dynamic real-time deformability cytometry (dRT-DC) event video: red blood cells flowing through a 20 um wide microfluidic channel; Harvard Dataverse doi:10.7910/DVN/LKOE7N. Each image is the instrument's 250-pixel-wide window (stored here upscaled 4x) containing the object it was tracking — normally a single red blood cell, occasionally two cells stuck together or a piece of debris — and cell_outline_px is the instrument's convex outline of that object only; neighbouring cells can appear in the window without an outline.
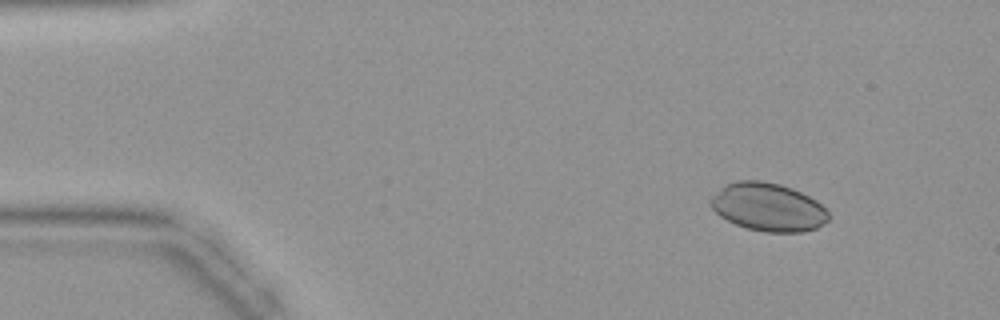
{"species": "common noctule bat (a hibernating species)", "species_latin": "Nyctalus noctula", "temperature_condition": "warm", "stored_images_in_passage": 44, "camera_frame_rate_fps": 3000, "um_per_image_px": 0.085, "animal": {"sex": "female", "body_mass_g": 19.9}, "frame": {"image": 1, "passage_image": 5, "time_ms": 1.333, "image_size_px": [1000, 320], "cell_outline_px": [[828, 220], [816, 228], [804, 232], [764, 232], [748, 228], [736, 224], [720, 216], [712, 208], [712, 196], [728, 184], [736, 180], [760, 180], [780, 184], [792, 188], [816, 200], [828, 212]], "centroid_in_image_um": [65.31, 17.61], "position_along_channel_um": 19.7, "area_um2": 32.66}}
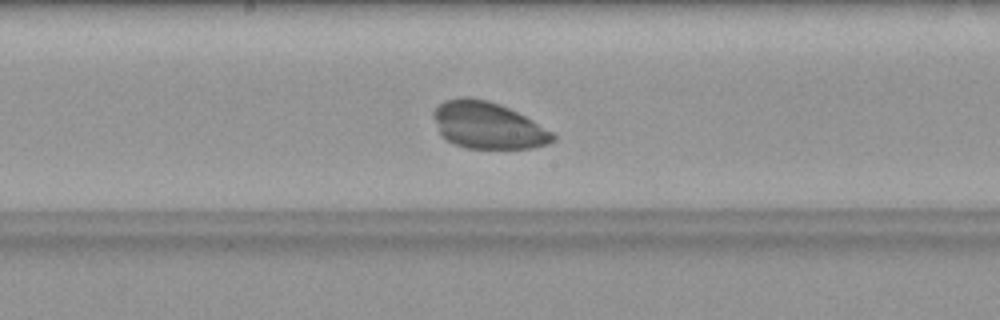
{"frame": {"image": 2, "passage_image": 23, "time_ms": 7.333, "image_size_px": [1000, 320], "cell_outline_px": [[556, 140], [548, 144], [532, 148], [468, 148], [444, 140], [440, 136], [432, 116], [432, 112], [444, 100], [488, 100], [500, 104], [532, 120], [552, 132], [556, 136]], "centroid_in_image_um": [41.47, 10.7], "position_along_channel_um": 206.7, "area_um2": 31.96}}
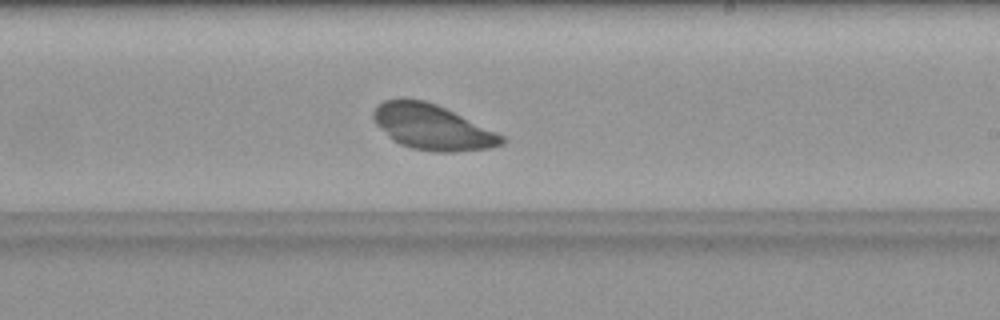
{"frame": {"image": 3, "passage_image": 26, "time_ms": 8.333, "image_size_px": [1000, 320], "cell_outline_px": [[504, 144], [488, 148], [456, 152], [436, 152], [412, 148], [400, 144], [392, 140], [376, 124], [372, 116], [372, 112], [376, 104], [384, 100], [400, 96], [404, 96], [424, 100], [436, 104], [496, 132], [504, 136]], "centroid_in_image_um": [36.67, 10.77], "position_along_channel_um": 252.3, "area_um2": 34.1}}